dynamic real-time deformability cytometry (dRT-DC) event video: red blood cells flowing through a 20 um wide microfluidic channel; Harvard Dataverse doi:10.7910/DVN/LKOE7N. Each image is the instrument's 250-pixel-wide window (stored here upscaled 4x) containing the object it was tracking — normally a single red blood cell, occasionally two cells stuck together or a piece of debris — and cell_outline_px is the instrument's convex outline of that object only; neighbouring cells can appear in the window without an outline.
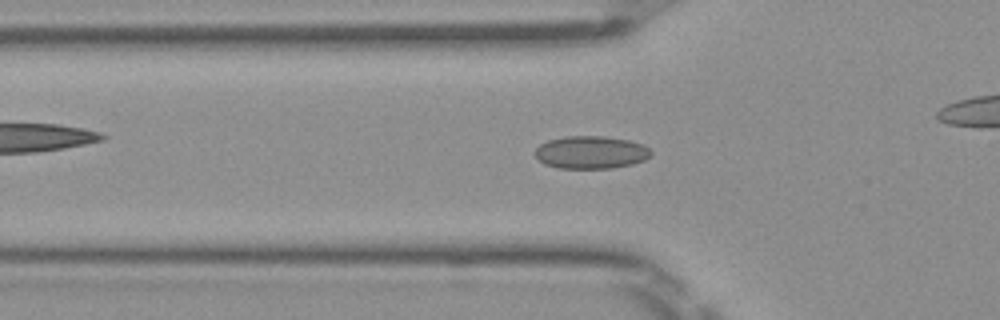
{"species": "Egyptian fruit bat (a non-hibernating species)", "species_latin": "Rousettus aegyptiacus", "temperature_condition": "room temperature", "stored_images_in_passage": 39, "camera_frame_rate_fps": 3000, "um_per_image_px": 0.085, "frame": {"image": 1, "passage_image": 13, "time_ms": 4.0, "image_size_px": [1000, 320], "cell_outline_px": [[652, 152], [644, 160], [632, 164], [612, 168], [556, 168], [544, 164], [536, 156], [536, 148], [540, 144], [548, 140], [564, 136], [604, 136], [628, 140], [644, 144]], "centroid_in_image_um": [50.22, 12.94], "position_along_channel_um": 75.6, "area_um2": 22.08}}
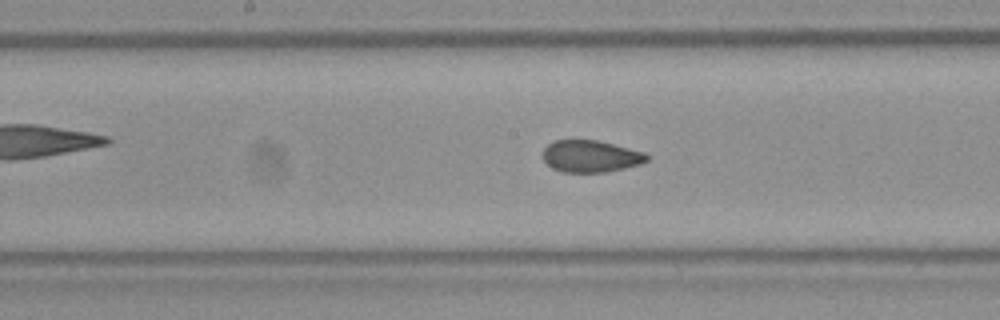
{"frame": {"image": 2, "passage_image": 22, "time_ms": 7.0, "image_size_px": [1000, 320], "cell_outline_px": [[648, 160], [640, 164], [608, 172], [560, 172], [552, 168], [540, 156], [544, 148], [552, 140], [596, 140], [644, 152], [648, 156]], "centroid_in_image_um": [50.15, 13.28], "position_along_channel_um": 198.0, "area_um2": 19.42}}
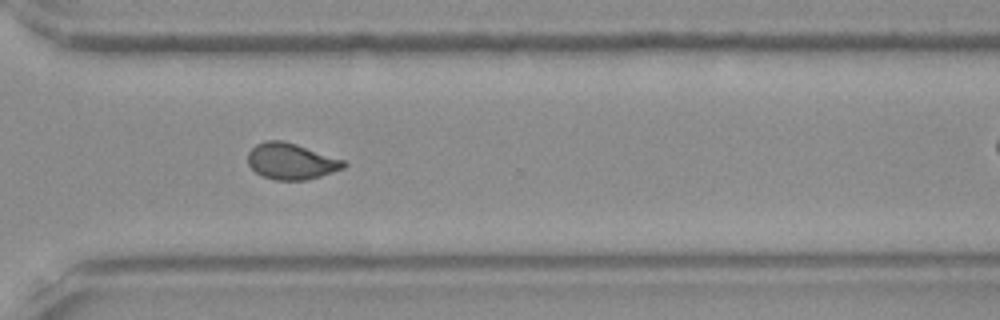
{"frame": {"image": 3, "passage_image": 33, "time_ms": 10.667, "image_size_px": [1000, 320], "cell_outline_px": [[348, 164], [344, 168], [308, 180], [276, 180], [264, 176], [256, 172], [248, 164], [248, 152], [256, 144], [268, 140], [284, 140], [344, 160]], "centroid_in_image_um": [24.75, 13.71], "position_along_channel_um": 345.8, "area_um2": 20.11}}